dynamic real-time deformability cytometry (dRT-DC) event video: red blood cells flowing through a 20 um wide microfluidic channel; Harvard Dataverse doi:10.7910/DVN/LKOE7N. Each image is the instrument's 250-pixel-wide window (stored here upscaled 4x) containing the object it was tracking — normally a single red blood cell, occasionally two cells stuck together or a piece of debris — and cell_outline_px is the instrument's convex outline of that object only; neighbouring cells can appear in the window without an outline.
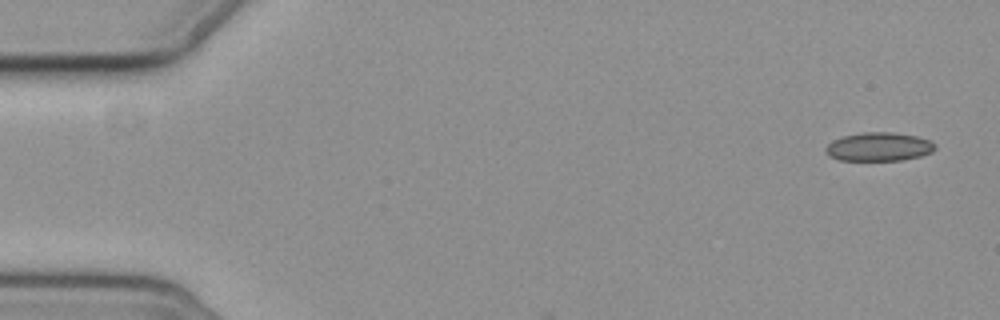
{"species": "common noctule bat (a hibernating species)", "species_latin": "Nyctalus noctula", "temperature_condition": "cold", "stored_images_in_passage": 3, "camera_frame_rate_fps": 3000, "um_per_image_px": 0.085, "animal": {"sex": "female", "body_mass_g": 19.3, "forearm_length_mm": 54.1}, "frame": {"image": 1, "passage_image": 1, "time_ms": 0.0, "image_size_px": [1000, 320], "cell_outline_px": [[936, 148], [932, 152], [920, 156], [904, 160], [840, 160], [828, 156], [824, 152], [824, 148], [832, 140], [844, 136], [864, 132], [892, 132], [916, 136], [928, 140], [936, 144]], "centroid_in_image_um": [74.68, 12.48], "position_along_channel_um": 10.3, "area_um2": 18.32}}